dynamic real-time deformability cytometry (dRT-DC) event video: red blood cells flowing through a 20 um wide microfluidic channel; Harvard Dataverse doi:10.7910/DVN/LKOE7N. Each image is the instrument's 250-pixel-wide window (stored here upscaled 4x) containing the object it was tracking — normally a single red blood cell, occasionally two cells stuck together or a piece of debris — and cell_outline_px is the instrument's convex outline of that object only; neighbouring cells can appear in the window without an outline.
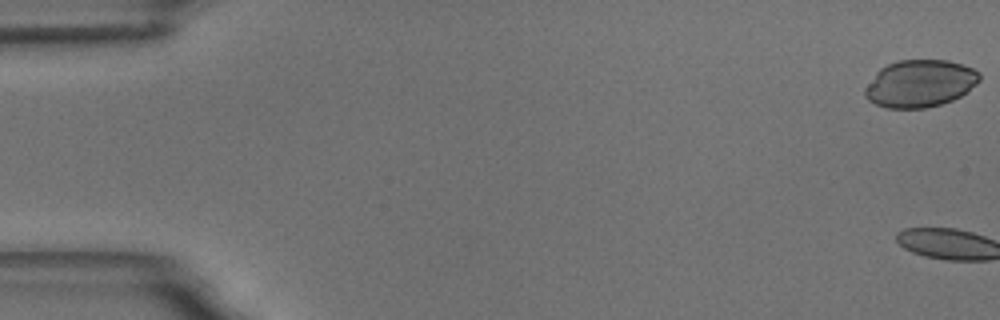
{"species": "common noctule bat (a hibernating species)", "species_latin": "Nyctalus noctula", "temperature_condition": "room temperature", "stored_images_in_passage": 3, "camera_frame_rate_fps": 3000, "um_per_image_px": 0.085, "animal": {"sex": "male", "body_mass_g": 18.8}, "frame": {"image": 1, "passage_image": 1, "time_ms": 0.0, "image_size_px": [1000, 320], "cell_outline_px": [[980, 80], [976, 84], [960, 96], [952, 100], [940, 104], [924, 108], [888, 108], [876, 104], [868, 100], [864, 96], [864, 88], [876, 72], [880, 68], [888, 64], [900, 60], [948, 60], [972, 68], [980, 72]], "centroid_in_image_um": [78.18, 7.09], "position_along_channel_um": 6.8, "area_um2": 31.44}}